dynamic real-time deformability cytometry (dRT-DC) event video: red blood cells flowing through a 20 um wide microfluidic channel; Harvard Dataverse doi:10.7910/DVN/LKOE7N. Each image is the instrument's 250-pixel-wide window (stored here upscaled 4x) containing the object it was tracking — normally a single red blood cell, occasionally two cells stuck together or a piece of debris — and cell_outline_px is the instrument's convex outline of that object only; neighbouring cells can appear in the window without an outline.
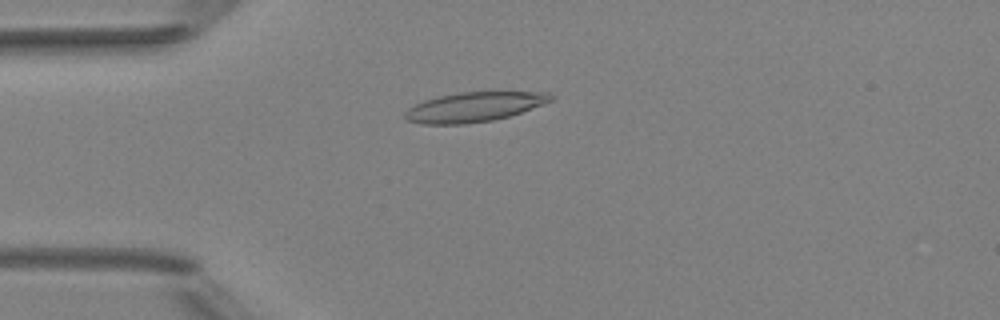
{"species": "Egyptian fruit bat (a non-hibernating species)", "species_latin": "Rousettus aegyptiacus", "temperature_condition": "room temperature", "stored_images_in_passage": 3, "camera_frame_rate_fps": 3000, "um_per_image_px": 0.085, "animal": {"sex": "female"}, "frame": {"image": 1, "passage_image": 3, "time_ms": 2.333, "image_size_px": [1000, 320], "cell_outline_px": [[556, 100], [508, 116], [492, 120], [464, 124], [424, 124], [408, 120], [404, 116], [404, 112], [408, 108], [424, 100], [440, 96], [460, 92], [548, 92], [556, 96]], "centroid_in_image_um": [40.34, 9.08], "position_along_channel_um": 44.7, "area_um2": 25.09}}